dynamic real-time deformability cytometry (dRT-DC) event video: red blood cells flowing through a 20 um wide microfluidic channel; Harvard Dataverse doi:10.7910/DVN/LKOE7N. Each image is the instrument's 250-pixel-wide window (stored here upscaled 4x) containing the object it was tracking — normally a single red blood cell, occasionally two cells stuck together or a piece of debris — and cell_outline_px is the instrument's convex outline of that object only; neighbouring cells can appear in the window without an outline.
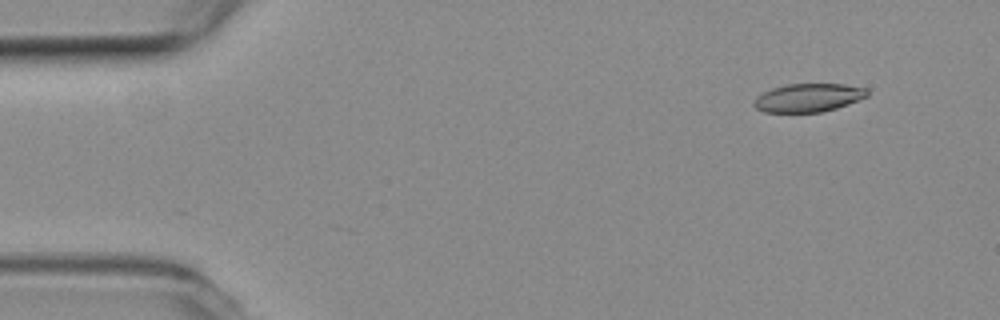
{"species": "common noctule bat (a hibernating species)", "species_latin": "Nyctalus noctula", "temperature_condition": "room temperature", "stored_images_in_passage": 5, "camera_frame_rate_fps": 3000, "um_per_image_px": 0.085, "animal": {"sex": "female", "body_mass_g": 19.3, "forearm_length_mm": 54.1}, "frame": {"image": 1, "passage_image": 2, "time_ms": 0.333, "image_size_px": [1000, 320], "cell_outline_px": [[868, 96], [848, 104], [836, 108], [820, 112], [764, 112], [756, 108], [752, 104], [756, 96], [772, 88], [788, 84], [844, 84], [868, 88]], "centroid_in_image_um": [68.71, 8.3], "position_along_channel_um": 16.3, "area_um2": 18.73}}
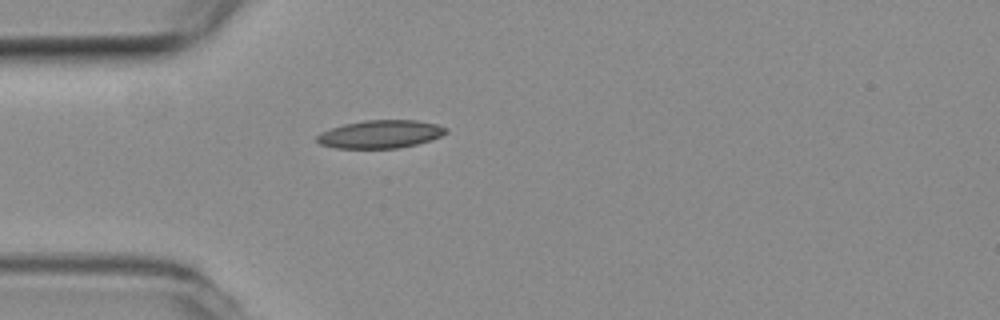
{"frame": {"image": 2, "passage_image": 5, "time_ms": 1.333, "image_size_px": [1000, 320], "cell_outline_px": [[448, 132], [440, 136], [416, 144], [400, 148], [336, 148], [320, 144], [316, 140], [316, 136], [320, 132], [344, 124], [364, 120], [416, 120], [436, 124], [448, 128]], "centroid_in_image_um": [32.32, 11.4], "position_along_channel_um": 52.7, "area_um2": 20.98}}